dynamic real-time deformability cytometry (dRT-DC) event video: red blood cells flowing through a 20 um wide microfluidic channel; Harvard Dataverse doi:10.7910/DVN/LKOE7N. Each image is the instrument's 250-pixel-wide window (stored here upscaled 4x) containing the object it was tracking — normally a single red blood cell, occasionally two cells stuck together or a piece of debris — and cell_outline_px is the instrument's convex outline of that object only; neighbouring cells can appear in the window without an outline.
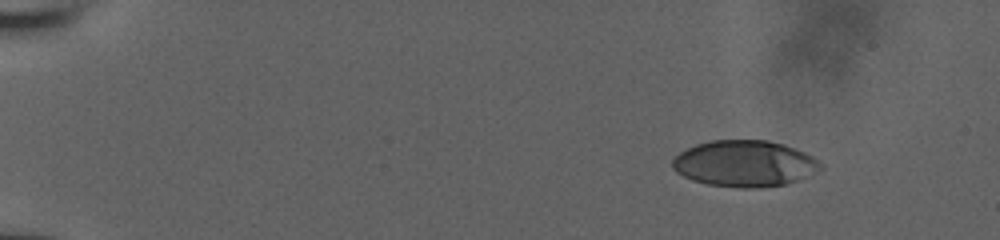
{"species": "human", "species_latin": "Homo sapiens", "temperature_condition": "room temperature", "stored_images_in_passage": 14, "camera_frame_rate_fps": 3000, "um_per_image_px": 0.085, "donor": {"sex": "male"}, "frame": {"image": 1, "passage_image": 1, "time_ms": 0.0, "image_size_px": [1000, 240], "cell_outline_px": [[824, 168], [796, 180], [784, 184], [752, 188], [740, 188], [708, 184], [692, 180], [676, 172], [672, 168], [672, 160], [680, 152], [696, 144], [712, 140], [768, 140], [784, 144], [804, 152], [812, 156], [824, 164]], "centroid_in_image_um": [63.29, 13.89], "position_along_channel_um": 21.7, "area_um2": 39.82}}
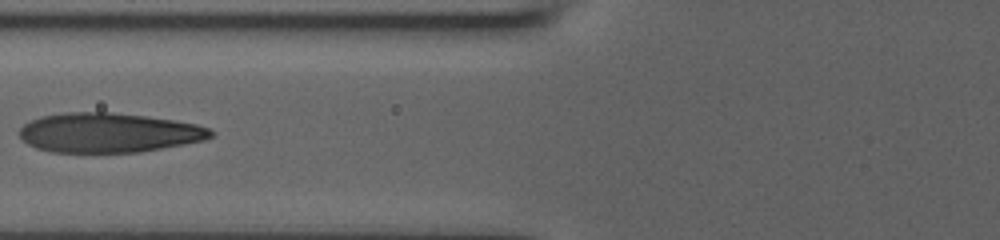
{"frame": {"image": 2, "passage_image": 7, "time_ms": 6.0, "image_size_px": [1000, 240], "cell_outline_px": [[216, 132], [212, 136], [204, 140], [184, 144], [140, 152], [52, 152], [36, 148], [28, 144], [20, 136], [20, 128], [24, 124], [40, 116], [64, 112], [112, 112], [148, 116], [196, 124], [208, 128]], "centroid_in_image_um": [9.24, 11.27], "position_along_channel_um": 116.6, "area_um2": 44.1}}
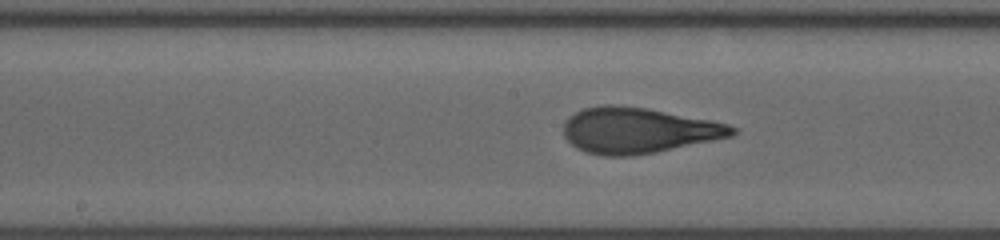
{"frame": {"image": 3, "passage_image": 12, "time_ms": 8.0, "image_size_px": [1000, 240], "cell_outline_px": [[736, 132], [732, 136], [632, 156], [604, 156], [588, 152], [576, 148], [564, 136], [564, 120], [568, 116], [584, 108], [604, 104], [616, 104], [648, 108], [712, 120], [728, 124], [736, 128]], "centroid_in_image_um": [54.2, 11.06], "position_along_channel_um": 194.0, "area_um2": 44.74}}